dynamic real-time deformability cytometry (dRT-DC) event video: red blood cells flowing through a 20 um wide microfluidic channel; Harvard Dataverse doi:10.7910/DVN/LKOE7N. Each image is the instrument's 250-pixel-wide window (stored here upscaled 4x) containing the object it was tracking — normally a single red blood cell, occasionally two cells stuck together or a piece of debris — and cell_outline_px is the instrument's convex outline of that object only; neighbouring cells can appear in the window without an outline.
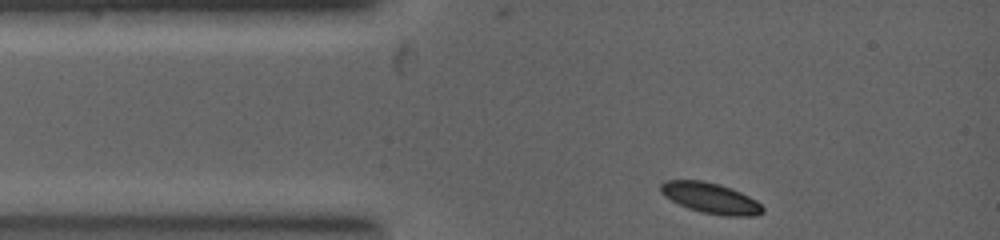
{"species": "common noctule bat (a hibernating species)", "species_latin": "Nyctalus noctula", "temperature_condition": "warm", "stored_images_in_passage": 2, "camera_frame_rate_fps": 5000, "um_per_image_px": 0.085, "animal": {"sex": "female", "body_mass_g": 19.0, "forearm_length_mm": 53.3}, "frame": {"image": 1, "passage_image": 1, "time_ms": 0.0, "image_size_px": [1000, 240], "cell_outline_px": [[764, 212], [756, 216], [724, 216], [700, 212], [688, 208], [664, 196], [660, 192], [660, 184], [664, 180], [704, 180], [720, 184], [732, 188], [756, 200], [764, 208]], "centroid_in_image_um": [60.4, 16.83], "position_along_channel_um": 24.6, "area_um2": 18.38}}